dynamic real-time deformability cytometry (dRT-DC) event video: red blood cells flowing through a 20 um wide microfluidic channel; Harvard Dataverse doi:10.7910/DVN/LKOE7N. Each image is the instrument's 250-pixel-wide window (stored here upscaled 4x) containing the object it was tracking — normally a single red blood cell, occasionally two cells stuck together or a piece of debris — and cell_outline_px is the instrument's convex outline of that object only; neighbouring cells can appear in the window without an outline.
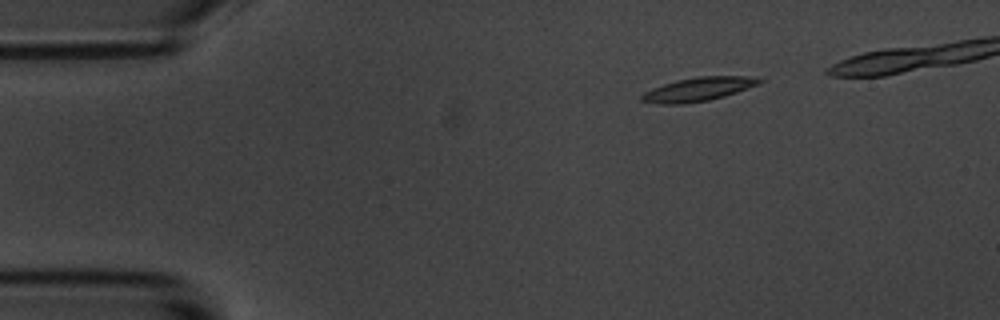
{"species": "common noctule bat (a hibernating species)", "species_latin": "Nyctalus noctula", "temperature_condition": "room temperature", "stored_images_in_passage": 3, "camera_frame_rate_fps": 3000, "um_per_image_px": 0.085, "animal": {"sex": "male", "body_mass_g": 20.1, "forearm_length_mm": 53.5}, "frame": {"image": 1, "passage_image": 3, "time_ms": 2.333, "image_size_px": [1000, 320], "cell_outline_px": [[764, 80], [760, 84], [724, 96], [708, 100], [684, 104], [660, 104], [640, 100], [640, 96], [644, 92], [652, 88], [676, 80], [700, 76], [756, 76]], "centroid_in_image_um": [59.37, 7.58], "position_along_channel_um": 25.6, "area_um2": 16.3}}